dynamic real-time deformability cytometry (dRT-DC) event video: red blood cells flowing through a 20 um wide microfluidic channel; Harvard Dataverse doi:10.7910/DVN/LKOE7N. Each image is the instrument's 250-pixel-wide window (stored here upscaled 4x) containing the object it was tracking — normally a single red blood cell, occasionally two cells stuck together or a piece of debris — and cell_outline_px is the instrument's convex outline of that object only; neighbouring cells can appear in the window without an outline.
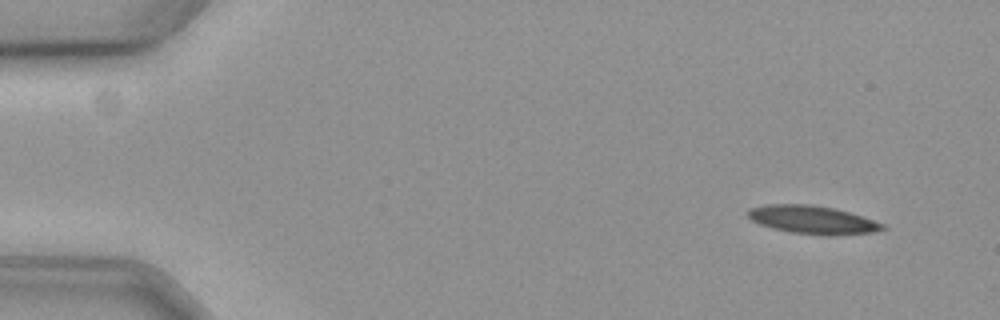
{"species": "common noctule bat (a hibernating species)", "species_latin": "Nyctalus noctula", "temperature_condition": "cold", "stored_images_in_passage": 15, "camera_frame_rate_fps": 3000, "um_per_image_px": 0.085, "animal": {"sex": "female", "body_mass_g": 19.3, "forearm_length_mm": 54.1}, "frame": {"image": 1, "passage_image": 2, "time_ms": 0.333, "image_size_px": [1000, 320], "cell_outline_px": [[888, 228], [872, 232], [832, 236], [828, 236], [792, 232], [772, 228], [760, 224], [752, 220], [748, 216], [748, 212], [752, 208], [768, 204], [812, 204], [832, 208], [848, 212], [884, 224]], "centroid_in_image_um": [69.08, 18.69], "position_along_channel_um": 15.9, "area_um2": 21.85}}
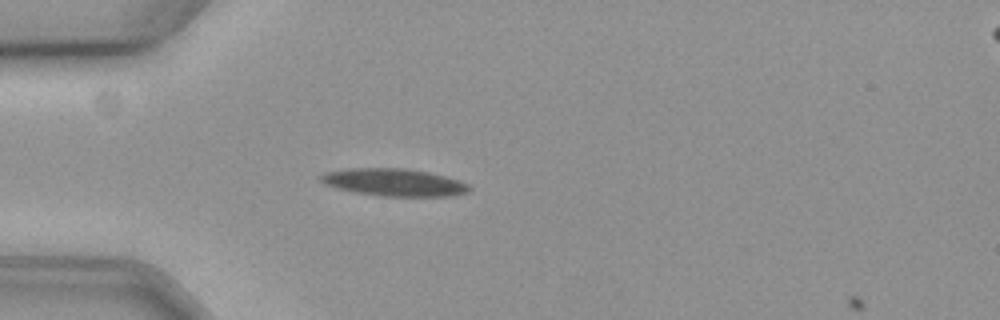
{"frame": {"image": 2, "passage_image": 14, "time_ms": 4.333, "image_size_px": [1000, 320], "cell_outline_px": [[472, 188], [468, 192], [448, 196], [380, 196], [356, 192], [336, 188], [324, 184], [320, 180], [320, 176], [324, 172], [352, 168], [404, 168], [428, 172], [460, 180], [468, 184]], "centroid_in_image_um": [33.49, 15.5], "position_along_channel_um": 51.5, "area_um2": 23.7}}